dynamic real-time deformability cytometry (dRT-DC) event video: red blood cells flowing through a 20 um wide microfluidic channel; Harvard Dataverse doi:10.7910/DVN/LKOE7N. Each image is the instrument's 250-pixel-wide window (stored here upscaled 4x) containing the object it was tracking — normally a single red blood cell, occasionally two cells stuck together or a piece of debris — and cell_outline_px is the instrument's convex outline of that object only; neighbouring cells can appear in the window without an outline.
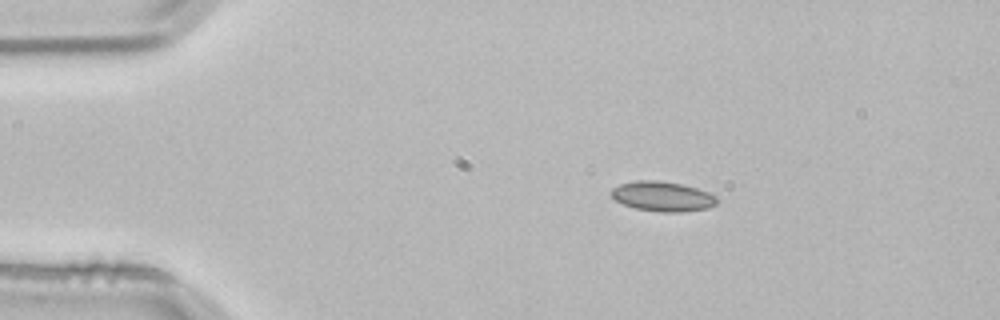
{"species": "common noctule bat (a hibernating species)", "species_latin": "Nyctalus noctula", "temperature_condition": "room temperature", "stored_images_in_passage": 2, "camera_frame_rate_fps": 3000, "um_per_image_px": 0.085, "animal": {"sex": "male", "body_mass_g": 21.5, "forearm_length_mm": 52.0}, "frame": {"image": 1, "passage_image": 1, "time_ms": 0.0, "image_size_px": [1000, 320], "cell_outline_px": [[716, 204], [708, 208], [684, 212], [660, 212], [636, 208], [624, 204], [616, 200], [608, 192], [612, 188], [620, 184], [636, 180], [656, 180], [680, 184], [696, 188], [708, 192], [716, 196]], "centroid_in_image_um": [56.3, 16.69], "position_along_channel_um": 28.7, "area_um2": 18.32}}